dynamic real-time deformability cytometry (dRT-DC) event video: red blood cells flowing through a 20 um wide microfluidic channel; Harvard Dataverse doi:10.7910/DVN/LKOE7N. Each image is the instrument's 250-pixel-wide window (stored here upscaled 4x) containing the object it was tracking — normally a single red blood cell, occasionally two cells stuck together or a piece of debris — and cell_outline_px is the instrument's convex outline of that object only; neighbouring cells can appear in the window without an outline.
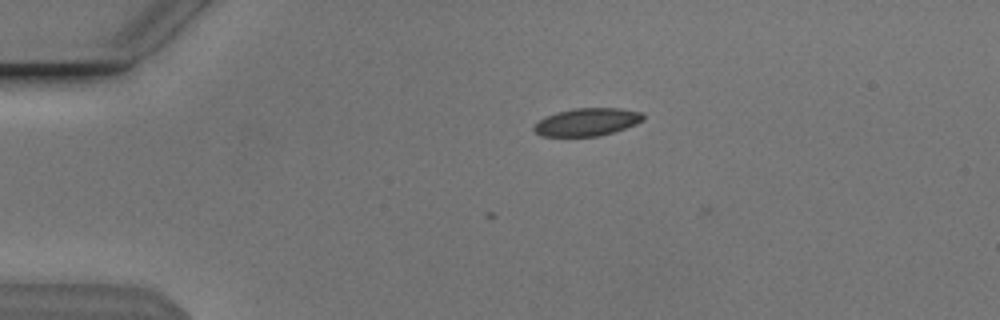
{"species": "Egyptian fruit bat (a non-hibernating species)", "species_latin": "Rousettus aegyptiacus", "temperature_condition": "cold", "stored_images_in_passage": 3, "camera_frame_rate_fps": 3000, "um_per_image_px": 0.085, "animal": {"sex": "male"}, "frame": {"image": 1, "passage_image": 3, "time_ms": 0.667, "image_size_px": [1000, 320], "cell_outline_px": [[644, 120], [636, 124], [600, 136], [544, 136], [536, 132], [532, 128], [544, 116], [556, 112], [572, 108], [620, 108], [640, 112], [644, 116]], "centroid_in_image_um": [49.89, 10.36], "position_along_channel_um": 35.1, "area_um2": 17.57}}